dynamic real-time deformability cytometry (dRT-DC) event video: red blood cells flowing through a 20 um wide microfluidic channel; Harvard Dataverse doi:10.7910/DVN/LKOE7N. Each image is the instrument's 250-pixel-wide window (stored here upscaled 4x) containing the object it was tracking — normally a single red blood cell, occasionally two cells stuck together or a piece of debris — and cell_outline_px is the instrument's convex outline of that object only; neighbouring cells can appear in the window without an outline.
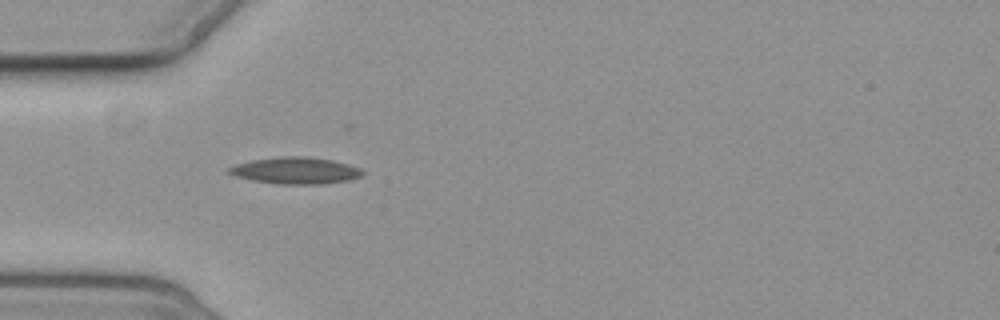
{"species": "common noctule bat (a hibernating species)", "species_latin": "Nyctalus noctula", "temperature_condition": "cold", "stored_images_in_passage": 11, "camera_frame_rate_fps": 3000, "um_per_image_px": 0.085, "animal": {"sex": "female", "body_mass_g": 19.3, "forearm_length_mm": 54.1}, "frame": {"image": 1, "passage_image": 1, "time_ms": 0.0, "image_size_px": [1000, 320], "cell_outline_px": [[364, 176], [348, 180], [320, 184], [276, 184], [252, 180], [236, 176], [228, 172], [228, 168], [236, 164], [252, 160], [284, 156], [304, 156], [332, 160], [348, 164], [360, 168], [364, 172]], "centroid_in_image_um": [25.15, 14.5], "position_along_channel_um": 59.9, "area_um2": 20.69}}
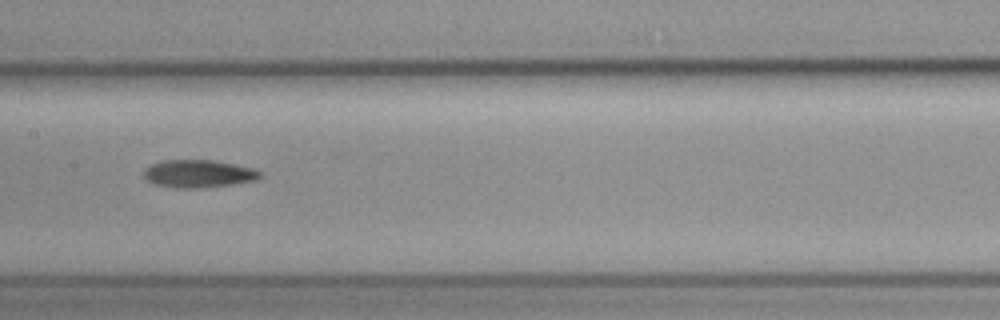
{"frame": {"image": 2, "passage_image": 4, "time_ms": 3.667, "image_size_px": [1000, 320], "cell_outline_px": [[260, 176], [256, 180], [200, 188], [176, 188], [152, 184], [144, 180], [144, 168], [160, 160], [212, 160], [252, 168], [260, 172]], "centroid_in_image_um": [16.76, 14.76], "position_along_channel_um": 190.6, "area_um2": 18.67}}
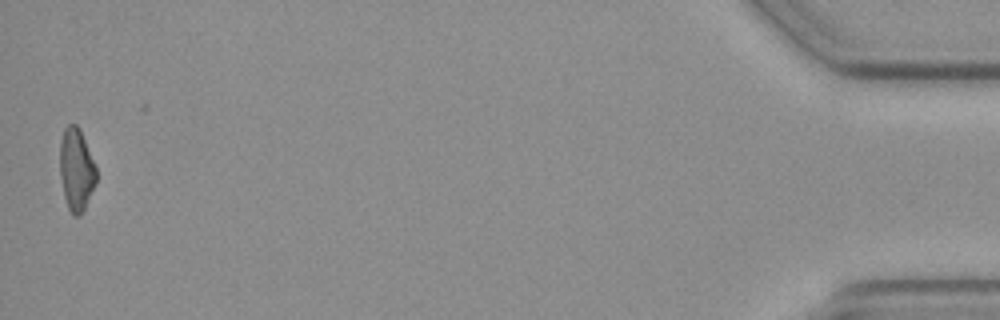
{"frame": {"image": 3, "passage_image": 11, "time_ms": 13.0, "image_size_px": [1000, 320], "cell_outline_px": [[96, 180], [84, 208], [80, 216], [72, 216], [68, 208], [64, 196], [60, 176], [60, 144], [64, 128], [68, 124], [76, 124], [80, 128], [96, 168]], "centroid_in_image_um": [6.47, 14.4], "position_along_channel_um": 428.7, "area_um2": 17.28}, "authors_computed_cell_mechanics": {"area_um2": 18.0336, "velocity_mm_per_s": 3.6507, "shape_relaxation_time_tau1_ms": 7.7326, "shape_relaxation_time_tau2_ms": 10.4615, "deformation_change_tau1": 0.175, "deformation_change_tau2": 0.2427}}